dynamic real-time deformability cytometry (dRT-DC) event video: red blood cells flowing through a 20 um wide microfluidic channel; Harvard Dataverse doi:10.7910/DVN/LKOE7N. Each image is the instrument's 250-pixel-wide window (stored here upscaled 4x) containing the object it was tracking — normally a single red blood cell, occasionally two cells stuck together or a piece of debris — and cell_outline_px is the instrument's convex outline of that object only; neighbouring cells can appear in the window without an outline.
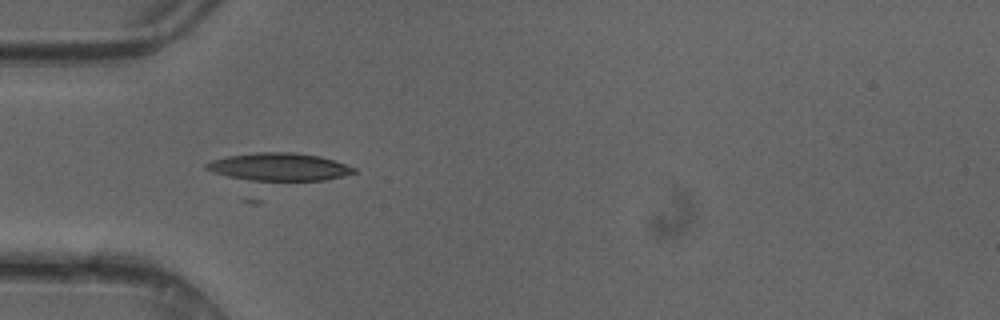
{"species": "common noctule bat (a hibernating species)", "species_latin": "Nyctalus noctula", "temperature_condition": "cold", "stored_images_in_passage": 49, "camera_frame_rate_fps": 3000, "um_per_image_px": 0.085, "animal": {"sex": "female"}, "frame": {"image": 1, "passage_image": 14, "time_ms": 4.333, "image_size_px": [1000, 320], "cell_outline_px": [[356, 172], [260, 204], [256, 204], [240, 200], [204, 168], [204, 164], [212, 160], [228, 156], [256, 152], [296, 152], [320, 156], [356, 168]], "centroid_in_image_um": [23.27, 14.78], "position_along_channel_um": 61.7, "area_um2": 35.95}}
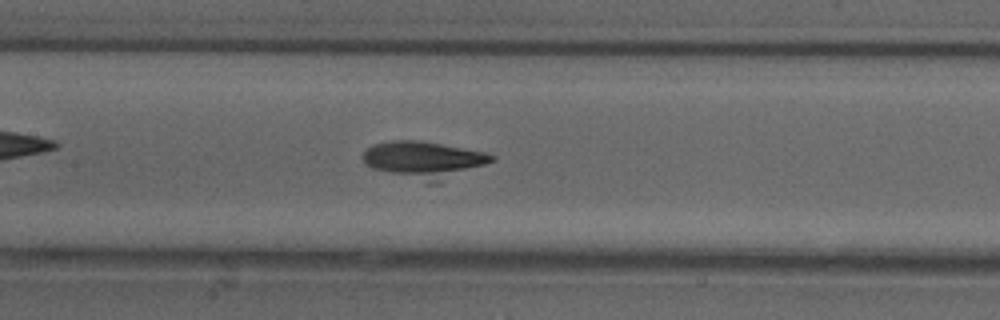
{"frame": {"image": 2, "passage_image": 22, "time_ms": 7.0, "image_size_px": [1000, 320], "cell_outline_px": [[496, 160], [440, 184], [428, 184], [372, 168], [364, 164], [360, 156], [372, 144], [392, 140], [416, 140], [440, 144], [484, 152], [496, 156]], "centroid_in_image_um": [36.04, 13.61], "position_along_channel_um": 171.4, "area_um2": 28.15}}
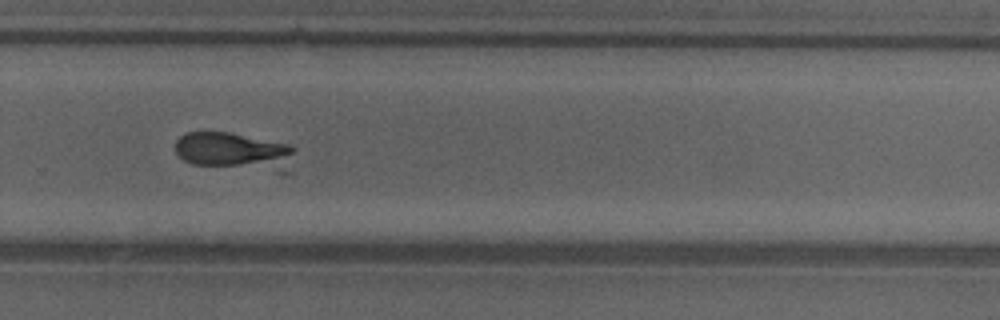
{"frame": {"image": 3, "passage_image": 32, "time_ms": 10.333, "image_size_px": [1000, 320], "cell_outline_px": [[296, 148], [292, 172], [284, 176], [192, 164], [184, 160], [176, 152], [176, 140], [180, 136], [188, 132], [228, 132], [288, 144]], "centroid_in_image_um": [20.1, 12.96], "position_along_channel_um": 309.7, "area_um2": 27.92}}